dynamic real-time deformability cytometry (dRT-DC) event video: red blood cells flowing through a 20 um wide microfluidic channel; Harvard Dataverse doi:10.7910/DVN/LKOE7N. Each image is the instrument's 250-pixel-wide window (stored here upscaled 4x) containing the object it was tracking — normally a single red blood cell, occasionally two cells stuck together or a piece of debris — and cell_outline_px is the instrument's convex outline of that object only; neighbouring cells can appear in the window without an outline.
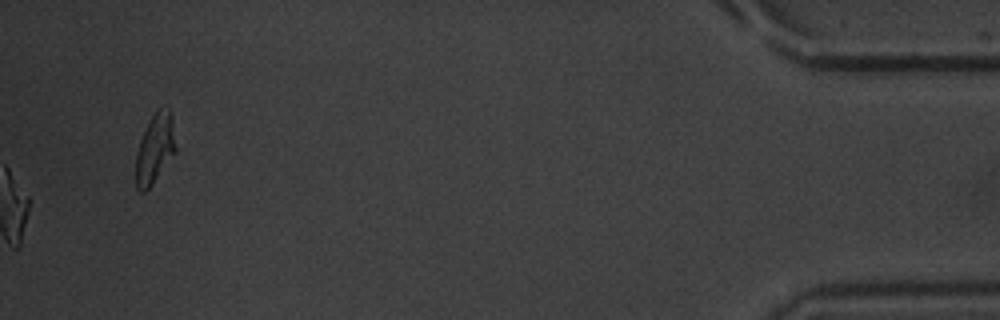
{"species": "common noctule bat (a hibernating species)", "species_latin": "Nyctalus noctula", "temperature_condition": "warm", "stored_images_in_passage": 54, "camera_frame_rate_fps": 3000, "um_per_image_px": 0.085, "animal": {"sex": "male", "body_mass_g": 20.1, "forearm_length_mm": 53.5}, "frame": {"image": 1, "passage_image": 54, "time_ms": 17.667, "image_size_px": [1000, 320], "cell_outline_px": [[176, 152], [152, 184], [144, 192], [140, 192], [136, 188], [136, 152], [140, 140], [156, 108], [168, 104], [172, 116], [176, 148]], "centroid_in_image_um": [13.18, 12.59], "position_along_channel_um": 422.0, "area_um2": 16.3}, "authors_computed_cell_mechanics": {"area_um2": 17.1666, "velocity_mm_per_s": 3.8688, "shape_relaxation_time_tau1_ms": 3.9335, "shape_relaxation_time_tau2_ms": 2.1634, "deformation_change_tau1": 0.1786, "deformation_change_tau2": 0.1148}}